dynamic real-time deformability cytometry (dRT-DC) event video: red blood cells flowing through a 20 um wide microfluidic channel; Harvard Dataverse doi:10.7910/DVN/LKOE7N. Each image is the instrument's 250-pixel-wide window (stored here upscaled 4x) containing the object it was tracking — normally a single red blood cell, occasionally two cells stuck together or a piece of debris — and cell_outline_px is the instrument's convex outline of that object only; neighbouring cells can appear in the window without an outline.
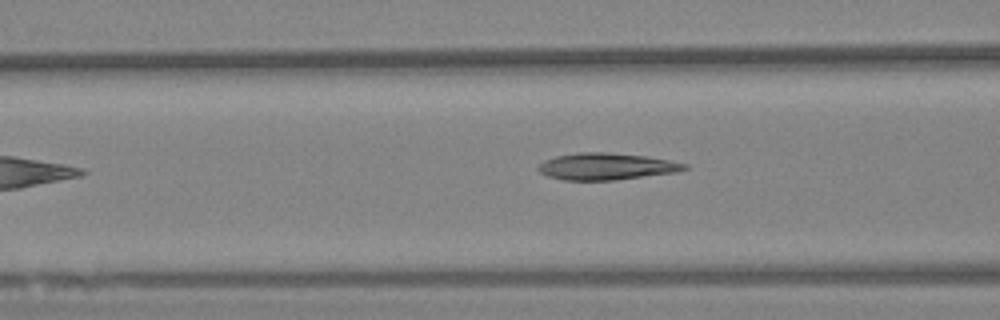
{"species": "Egyptian fruit bat (a non-hibernating species)", "species_latin": "Rousettus aegyptiacus", "temperature_condition": "warm", "stored_images_in_passage": 30, "camera_frame_rate_fps": 3000, "um_per_image_px": 0.085, "animal": {"sex": "female"}, "frame": {"image": 1, "passage_image": 6, "time_ms": 1.667, "image_size_px": [1000, 320], "cell_outline_px": [[688, 168], [676, 172], [616, 180], [564, 180], [548, 176], [540, 172], [536, 168], [544, 160], [556, 156], [576, 152], [604, 152], [644, 156], [668, 160], [688, 164]], "centroid_in_image_um": [51.51, 14.15], "position_along_channel_um": 115.1, "area_um2": 22.72}}
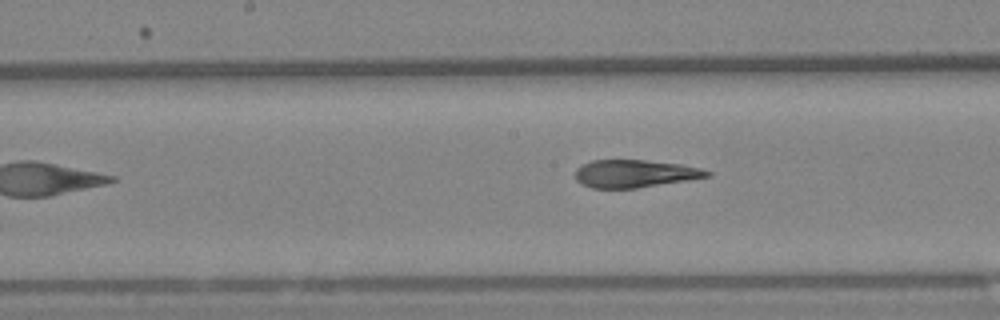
{"frame": {"image": 2, "passage_image": 13, "time_ms": 4.0, "image_size_px": [1000, 320], "cell_outline_px": [[712, 176], [688, 180], [636, 188], [592, 188], [576, 180], [576, 168], [592, 160], [644, 160], [680, 164], [700, 168], [712, 172]], "centroid_in_image_um": [53.98, 14.75], "position_along_channel_um": 194.2, "area_um2": 21.1}}
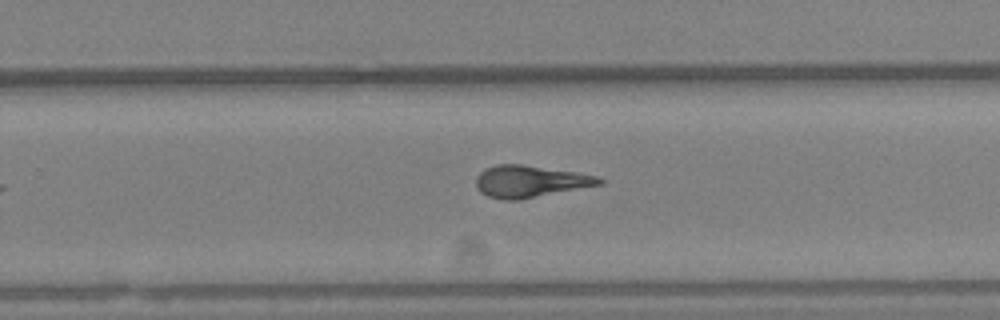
{"frame": {"image": 3, "passage_image": 21, "time_ms": 6.667, "image_size_px": [1000, 320], "cell_outline_px": [[604, 184], [520, 200], [504, 200], [488, 196], [480, 192], [476, 188], [476, 176], [484, 168], [496, 164], [524, 164], [576, 172], [596, 176], [604, 180]], "centroid_in_image_um": [45.04, 15.42], "position_along_channel_um": 284.8, "area_um2": 23.18}}